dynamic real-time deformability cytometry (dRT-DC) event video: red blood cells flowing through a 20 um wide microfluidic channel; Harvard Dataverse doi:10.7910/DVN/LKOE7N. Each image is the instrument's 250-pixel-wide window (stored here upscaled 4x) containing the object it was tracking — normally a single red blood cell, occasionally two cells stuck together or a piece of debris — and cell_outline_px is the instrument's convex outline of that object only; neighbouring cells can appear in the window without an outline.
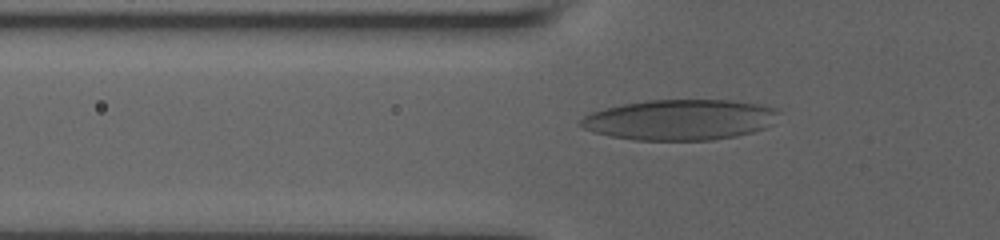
{"species": "human", "species_latin": "Homo sapiens", "temperature_condition": "room temperature", "stored_images_in_passage": 37, "camera_frame_rate_fps": 3000, "um_per_image_px": 0.085, "donor": {"sex": "male"}, "frame": {"image": 1, "passage_image": 2, "time_ms": 0.333, "image_size_px": [1000, 240], "cell_outline_px": [[776, 112], [772, 124], [764, 128], [752, 132], [736, 136], [712, 140], [632, 140], [608, 136], [592, 132], [584, 128], [580, 124], [580, 120], [584, 116], [592, 112], [604, 108], [624, 104], [648, 100], [732, 100], [756, 104], [772, 108]], "centroid_in_image_um": [57.73, 10.19], "position_along_channel_um": 68.1, "area_um2": 46.53}}
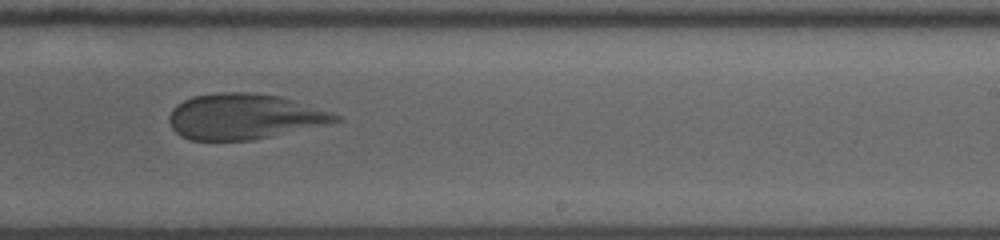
{"frame": {"image": 2, "passage_image": 18, "time_ms": 5.667, "image_size_px": [1000, 240], "cell_outline_px": [[340, 120], [324, 124], [252, 140], [192, 140], [180, 136], [172, 128], [168, 120], [168, 116], [172, 108], [176, 104], [192, 96], [224, 92], [248, 92], [280, 96], [332, 112], [340, 116]], "centroid_in_image_um": [20.68, 9.9], "position_along_channel_um": 268.3, "area_um2": 43.7}}
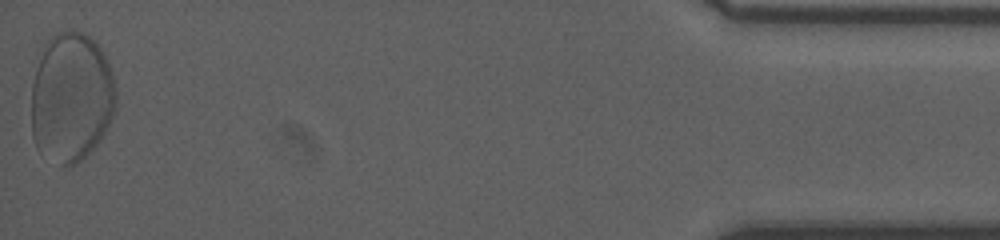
{"frame": {"image": 3, "passage_image": 37, "time_ms": 12.0, "image_size_px": [1000, 240], "cell_outline_px": [[116, 108], [100, 140], [76, 164], [60, 164], [36, 148], [32, 136], [32, 84], [36, 68], [44, 44], [56, 32], [72, 28], [84, 32], [100, 48], [108, 64], [112, 76], [116, 92]], "centroid_in_image_um": [6.05, 8.23], "position_along_channel_um": 429.2, "area_um2": 63.7}}